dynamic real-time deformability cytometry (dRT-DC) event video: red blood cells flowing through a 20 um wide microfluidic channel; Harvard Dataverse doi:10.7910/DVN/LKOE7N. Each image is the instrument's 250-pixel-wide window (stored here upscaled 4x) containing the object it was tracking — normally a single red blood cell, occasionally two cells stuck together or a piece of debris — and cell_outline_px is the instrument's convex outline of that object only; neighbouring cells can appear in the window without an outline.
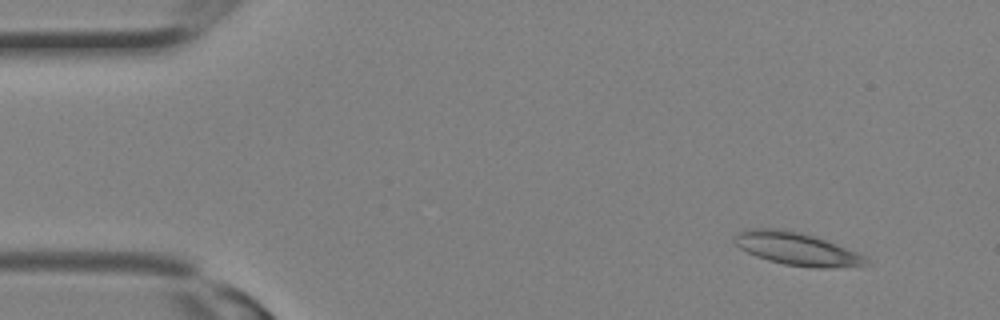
{"species": "Egyptian fruit bat (a non-hibernating species)", "species_latin": "Rousettus aegyptiacus", "temperature_condition": "room temperature", "stored_images_in_passage": 14, "camera_frame_rate_fps": 3000, "um_per_image_px": 0.085, "animal": {"sex": "female"}, "frame": {"image": 1, "passage_image": 1, "time_ms": 0.0, "image_size_px": [1000, 320], "cell_outline_px": [[868, 264], [828, 268], [812, 268], [784, 264], [768, 260], [756, 256], [740, 248], [732, 240], [744, 228], [784, 228], [816, 236], [856, 252], [864, 256]], "centroid_in_image_um": [67.67, 21.13], "position_along_channel_um": 17.3, "area_um2": 25.03}}
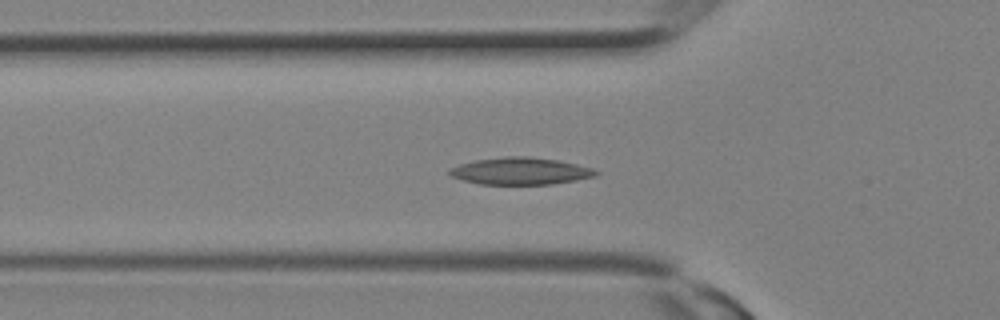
{"frame": {"image": 2, "passage_image": 8, "time_ms": 2.333, "image_size_px": [1000, 320], "cell_outline_px": [[600, 172], [596, 176], [576, 180], [552, 184], [480, 184], [464, 180], [452, 176], [448, 172], [448, 168], [460, 164], [476, 160], [504, 156], [528, 156], [556, 160], [576, 164], [592, 168]], "centroid_in_image_um": [44.24, 14.54], "position_along_channel_um": 81.6, "area_um2": 23.0}}
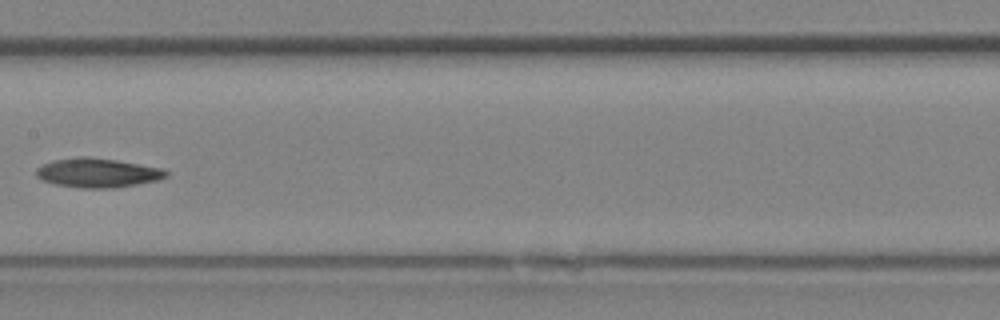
{"frame": {"image": 3, "passage_image": 13, "time_ms": 4.0, "image_size_px": [1000, 320], "cell_outline_px": [[168, 176], [156, 180], [136, 184], [112, 188], [80, 188], [56, 184], [44, 180], [36, 176], [36, 168], [52, 160], [76, 156], [88, 156], [116, 160], [164, 168], [168, 172]], "centroid_in_image_um": [8.29, 14.67], "position_along_channel_um": 199.1, "area_um2": 22.14}}